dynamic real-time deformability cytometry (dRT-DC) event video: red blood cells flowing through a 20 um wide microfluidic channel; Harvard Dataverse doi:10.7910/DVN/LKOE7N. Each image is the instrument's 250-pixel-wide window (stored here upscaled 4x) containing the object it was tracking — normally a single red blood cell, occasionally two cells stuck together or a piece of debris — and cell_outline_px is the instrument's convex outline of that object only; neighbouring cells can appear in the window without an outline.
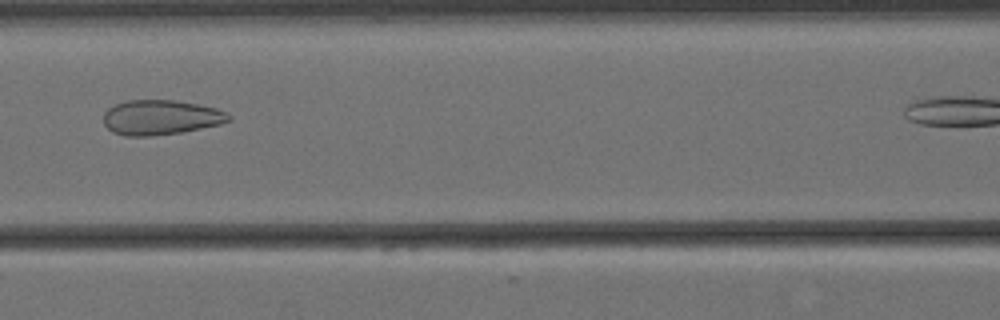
{"species": "Egyptian fruit bat (a non-hibernating species)", "species_latin": "Rousettus aegyptiacus", "temperature_condition": "cold", "stored_images_in_passage": 7, "camera_frame_rate_fps": 3000, "um_per_image_px": 0.085, "animal": {"sex": "female"}, "frame": {"image": 1, "passage_image": 4, "time_ms": 1.0, "image_size_px": [1000, 320], "cell_outline_px": [[232, 120], [220, 124], [180, 132], [152, 136], [124, 136], [112, 132], [104, 124], [104, 112], [108, 108], [124, 100], [172, 100], [196, 104], [216, 108], [228, 112], [232, 116]], "centroid_in_image_um": [13.66, 9.98], "position_along_channel_um": 152.9, "area_um2": 25.49}}
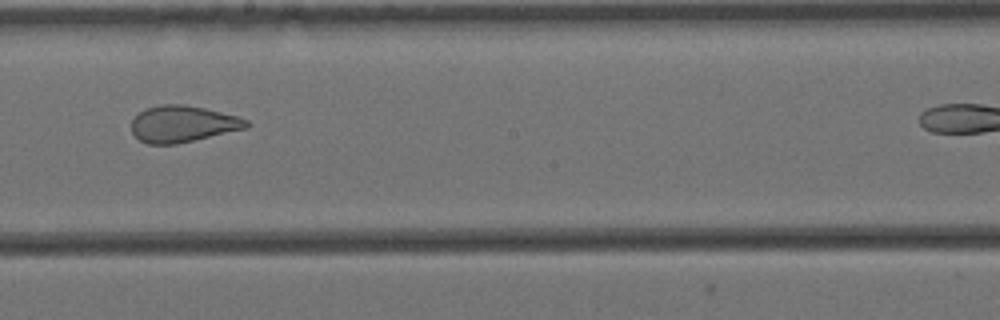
{"frame": {"image": 2, "passage_image": 6, "time_ms": 1.667, "image_size_px": [1000, 320], "cell_outline_px": [[252, 124], [248, 128], [176, 144], [148, 144], [140, 140], [132, 132], [132, 120], [140, 112], [148, 108], [164, 104], [180, 104], [204, 108], [236, 116], [248, 120]], "centroid_in_image_um": [15.56, 10.54], "position_along_channel_um": 232.6, "area_um2": 24.22}}